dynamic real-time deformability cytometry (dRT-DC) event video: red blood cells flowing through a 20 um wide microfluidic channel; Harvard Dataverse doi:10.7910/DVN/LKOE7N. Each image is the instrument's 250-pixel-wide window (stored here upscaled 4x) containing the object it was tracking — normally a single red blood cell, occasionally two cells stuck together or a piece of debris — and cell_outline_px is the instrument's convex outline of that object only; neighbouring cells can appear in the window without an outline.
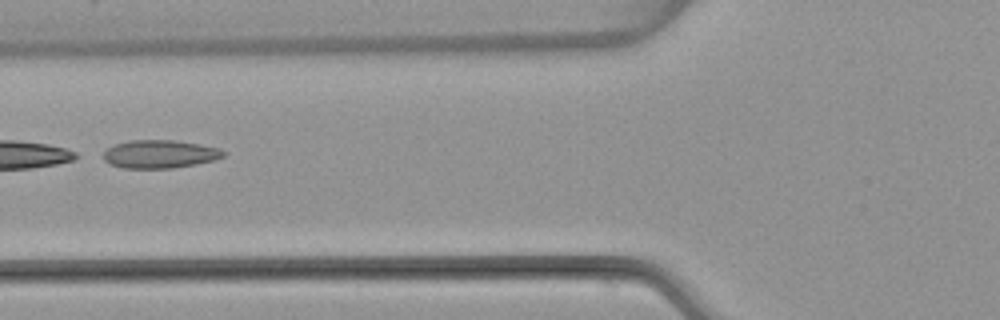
{"species": "common noctule bat (a hibernating species)", "species_latin": "Nyctalus noctula", "temperature_condition": "warm", "stored_images_in_passage": 6, "camera_frame_rate_fps": 3000, "um_per_image_px": 0.085, "animal": {"sex": "female", "body_mass_g": 22.7, "forearm_length_mm": 54.2}, "frame": {"image": 1, "passage_image": 6, "time_ms": 6.333, "image_size_px": [1000, 320], "cell_outline_px": [[224, 156], [216, 160], [196, 164], [172, 168], [124, 168], [108, 164], [104, 160], [104, 152], [108, 148], [116, 144], [128, 140], [176, 140], [200, 144], [220, 148], [224, 152]], "centroid_in_image_um": [13.59, 13.09], "position_along_channel_um": 112.2, "area_um2": 19.77}}